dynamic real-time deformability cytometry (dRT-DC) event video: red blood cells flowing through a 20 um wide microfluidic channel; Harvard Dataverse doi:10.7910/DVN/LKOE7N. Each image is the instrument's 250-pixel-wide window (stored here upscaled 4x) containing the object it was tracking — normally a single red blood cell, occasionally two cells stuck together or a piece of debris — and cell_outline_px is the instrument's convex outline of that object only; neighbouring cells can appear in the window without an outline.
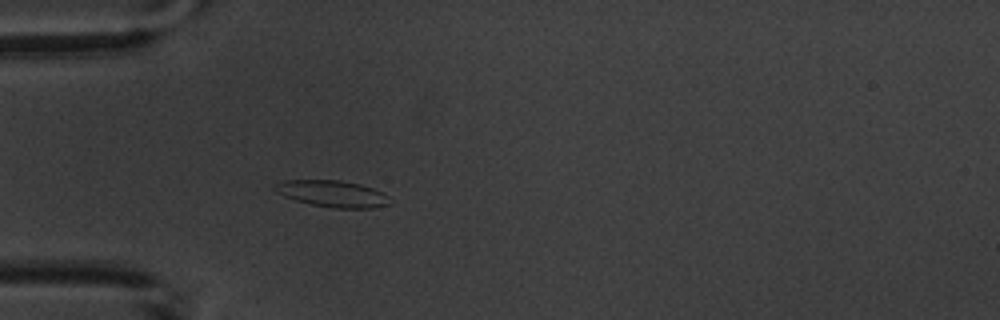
{"species": "common noctule bat (a hibernating species)", "species_latin": "Nyctalus noctula", "temperature_condition": "warm", "stored_images_in_passage": 6, "camera_frame_rate_fps": 3000, "um_per_image_px": 0.085, "animal": {"sex": "male", "body_mass_g": 20.1, "forearm_length_mm": 53.5}, "frame": {"image": 1, "passage_image": 6, "time_ms": 6.667, "image_size_px": [1000, 320], "cell_outline_px": [[392, 204], [372, 208], [332, 208], [312, 204], [296, 200], [284, 196], [276, 192], [276, 184], [284, 180], [340, 180], [360, 184], [372, 188], [380, 192], [392, 200]], "centroid_in_image_um": [28.29, 16.47], "position_along_channel_um": 56.7, "area_um2": 17.63}}